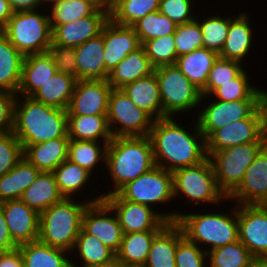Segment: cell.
Listing matches in <instances>:
<instances>
[{
	"label": "cell",
	"mask_w": 267,
	"mask_h": 267,
	"mask_svg": "<svg viewBox=\"0 0 267 267\" xmlns=\"http://www.w3.org/2000/svg\"><path fill=\"white\" fill-rule=\"evenodd\" d=\"M20 199L40 214L48 207L62 201L64 196L58 188L53 172H40Z\"/></svg>",
	"instance_id": "obj_30"
},
{
	"label": "cell",
	"mask_w": 267,
	"mask_h": 267,
	"mask_svg": "<svg viewBox=\"0 0 267 267\" xmlns=\"http://www.w3.org/2000/svg\"><path fill=\"white\" fill-rule=\"evenodd\" d=\"M194 5L191 0H160L158 11L176 24H184L196 19Z\"/></svg>",
	"instance_id": "obj_51"
},
{
	"label": "cell",
	"mask_w": 267,
	"mask_h": 267,
	"mask_svg": "<svg viewBox=\"0 0 267 267\" xmlns=\"http://www.w3.org/2000/svg\"><path fill=\"white\" fill-rule=\"evenodd\" d=\"M84 1L89 2L97 10L108 13L109 15L111 14L114 6V0H84Z\"/></svg>",
	"instance_id": "obj_58"
},
{
	"label": "cell",
	"mask_w": 267,
	"mask_h": 267,
	"mask_svg": "<svg viewBox=\"0 0 267 267\" xmlns=\"http://www.w3.org/2000/svg\"><path fill=\"white\" fill-rule=\"evenodd\" d=\"M59 1L60 0H40V2H41V7L40 8L43 9V7H42L43 5L51 7L52 5H56Z\"/></svg>",
	"instance_id": "obj_60"
},
{
	"label": "cell",
	"mask_w": 267,
	"mask_h": 267,
	"mask_svg": "<svg viewBox=\"0 0 267 267\" xmlns=\"http://www.w3.org/2000/svg\"><path fill=\"white\" fill-rule=\"evenodd\" d=\"M154 73V67L141 46L136 51L129 53L109 73L108 83L112 88H123L126 84L145 78Z\"/></svg>",
	"instance_id": "obj_29"
},
{
	"label": "cell",
	"mask_w": 267,
	"mask_h": 267,
	"mask_svg": "<svg viewBox=\"0 0 267 267\" xmlns=\"http://www.w3.org/2000/svg\"><path fill=\"white\" fill-rule=\"evenodd\" d=\"M249 15L245 12L240 13L236 18L230 17L228 36L224 46L219 53V57L234 60L243 64L253 48L254 31L250 26Z\"/></svg>",
	"instance_id": "obj_23"
},
{
	"label": "cell",
	"mask_w": 267,
	"mask_h": 267,
	"mask_svg": "<svg viewBox=\"0 0 267 267\" xmlns=\"http://www.w3.org/2000/svg\"><path fill=\"white\" fill-rule=\"evenodd\" d=\"M116 213L124 234L160 231L168 222L177 221L183 212L161 213L153 208L122 199L117 193L103 198Z\"/></svg>",
	"instance_id": "obj_12"
},
{
	"label": "cell",
	"mask_w": 267,
	"mask_h": 267,
	"mask_svg": "<svg viewBox=\"0 0 267 267\" xmlns=\"http://www.w3.org/2000/svg\"><path fill=\"white\" fill-rule=\"evenodd\" d=\"M13 133L22 145L68 137L67 110L17 95Z\"/></svg>",
	"instance_id": "obj_2"
},
{
	"label": "cell",
	"mask_w": 267,
	"mask_h": 267,
	"mask_svg": "<svg viewBox=\"0 0 267 267\" xmlns=\"http://www.w3.org/2000/svg\"><path fill=\"white\" fill-rule=\"evenodd\" d=\"M0 267H24V260L17 247L10 251L0 252Z\"/></svg>",
	"instance_id": "obj_55"
},
{
	"label": "cell",
	"mask_w": 267,
	"mask_h": 267,
	"mask_svg": "<svg viewBox=\"0 0 267 267\" xmlns=\"http://www.w3.org/2000/svg\"><path fill=\"white\" fill-rule=\"evenodd\" d=\"M267 142H253L207 153L219 190L228 198L240 185L247 168Z\"/></svg>",
	"instance_id": "obj_7"
},
{
	"label": "cell",
	"mask_w": 267,
	"mask_h": 267,
	"mask_svg": "<svg viewBox=\"0 0 267 267\" xmlns=\"http://www.w3.org/2000/svg\"><path fill=\"white\" fill-rule=\"evenodd\" d=\"M39 173L40 171L23 156L10 171L0 177V203L20 199Z\"/></svg>",
	"instance_id": "obj_33"
},
{
	"label": "cell",
	"mask_w": 267,
	"mask_h": 267,
	"mask_svg": "<svg viewBox=\"0 0 267 267\" xmlns=\"http://www.w3.org/2000/svg\"><path fill=\"white\" fill-rule=\"evenodd\" d=\"M75 250L83 263L81 265L112 266L116 262V254L83 228L80 230L71 253L76 252Z\"/></svg>",
	"instance_id": "obj_38"
},
{
	"label": "cell",
	"mask_w": 267,
	"mask_h": 267,
	"mask_svg": "<svg viewBox=\"0 0 267 267\" xmlns=\"http://www.w3.org/2000/svg\"><path fill=\"white\" fill-rule=\"evenodd\" d=\"M121 89L138 108L144 110L154 120L163 118L160 91L155 73L128 83Z\"/></svg>",
	"instance_id": "obj_27"
},
{
	"label": "cell",
	"mask_w": 267,
	"mask_h": 267,
	"mask_svg": "<svg viewBox=\"0 0 267 267\" xmlns=\"http://www.w3.org/2000/svg\"><path fill=\"white\" fill-rule=\"evenodd\" d=\"M173 196L179 195L186 198L188 203L196 204H220L227 200L226 196L219 190L213 166L207 158L200 164L177 169L172 172Z\"/></svg>",
	"instance_id": "obj_9"
},
{
	"label": "cell",
	"mask_w": 267,
	"mask_h": 267,
	"mask_svg": "<svg viewBox=\"0 0 267 267\" xmlns=\"http://www.w3.org/2000/svg\"><path fill=\"white\" fill-rule=\"evenodd\" d=\"M110 267H141V266H132V265H123L118 263L117 261Z\"/></svg>",
	"instance_id": "obj_62"
},
{
	"label": "cell",
	"mask_w": 267,
	"mask_h": 267,
	"mask_svg": "<svg viewBox=\"0 0 267 267\" xmlns=\"http://www.w3.org/2000/svg\"><path fill=\"white\" fill-rule=\"evenodd\" d=\"M239 241L253 257L267 256V205H237Z\"/></svg>",
	"instance_id": "obj_16"
},
{
	"label": "cell",
	"mask_w": 267,
	"mask_h": 267,
	"mask_svg": "<svg viewBox=\"0 0 267 267\" xmlns=\"http://www.w3.org/2000/svg\"><path fill=\"white\" fill-rule=\"evenodd\" d=\"M242 63L218 57L211 68L202 96H210L218 87L236 78L245 68Z\"/></svg>",
	"instance_id": "obj_47"
},
{
	"label": "cell",
	"mask_w": 267,
	"mask_h": 267,
	"mask_svg": "<svg viewBox=\"0 0 267 267\" xmlns=\"http://www.w3.org/2000/svg\"><path fill=\"white\" fill-rule=\"evenodd\" d=\"M24 267H70L68 251L41 243L39 240L18 246ZM68 254V255H67Z\"/></svg>",
	"instance_id": "obj_34"
},
{
	"label": "cell",
	"mask_w": 267,
	"mask_h": 267,
	"mask_svg": "<svg viewBox=\"0 0 267 267\" xmlns=\"http://www.w3.org/2000/svg\"><path fill=\"white\" fill-rule=\"evenodd\" d=\"M112 87L107 79L78 80L67 107V115H107Z\"/></svg>",
	"instance_id": "obj_17"
},
{
	"label": "cell",
	"mask_w": 267,
	"mask_h": 267,
	"mask_svg": "<svg viewBox=\"0 0 267 267\" xmlns=\"http://www.w3.org/2000/svg\"><path fill=\"white\" fill-rule=\"evenodd\" d=\"M253 142H267V99L246 119L215 130L206 139L207 153Z\"/></svg>",
	"instance_id": "obj_10"
},
{
	"label": "cell",
	"mask_w": 267,
	"mask_h": 267,
	"mask_svg": "<svg viewBox=\"0 0 267 267\" xmlns=\"http://www.w3.org/2000/svg\"><path fill=\"white\" fill-rule=\"evenodd\" d=\"M24 57L0 32V91L17 95Z\"/></svg>",
	"instance_id": "obj_32"
},
{
	"label": "cell",
	"mask_w": 267,
	"mask_h": 267,
	"mask_svg": "<svg viewBox=\"0 0 267 267\" xmlns=\"http://www.w3.org/2000/svg\"><path fill=\"white\" fill-rule=\"evenodd\" d=\"M76 261L73 259L71 260V265L70 267H78L80 266L79 263H75ZM80 267H110V266H95V265H81Z\"/></svg>",
	"instance_id": "obj_61"
},
{
	"label": "cell",
	"mask_w": 267,
	"mask_h": 267,
	"mask_svg": "<svg viewBox=\"0 0 267 267\" xmlns=\"http://www.w3.org/2000/svg\"><path fill=\"white\" fill-rule=\"evenodd\" d=\"M164 117L192 111L201 106V91L175 66L154 68Z\"/></svg>",
	"instance_id": "obj_8"
},
{
	"label": "cell",
	"mask_w": 267,
	"mask_h": 267,
	"mask_svg": "<svg viewBox=\"0 0 267 267\" xmlns=\"http://www.w3.org/2000/svg\"><path fill=\"white\" fill-rule=\"evenodd\" d=\"M48 51L53 56L58 73L77 79V62L74 47L51 45Z\"/></svg>",
	"instance_id": "obj_52"
},
{
	"label": "cell",
	"mask_w": 267,
	"mask_h": 267,
	"mask_svg": "<svg viewBox=\"0 0 267 267\" xmlns=\"http://www.w3.org/2000/svg\"><path fill=\"white\" fill-rule=\"evenodd\" d=\"M110 20V15L96 10L92 15L76 21L56 25L52 29V44L76 47L102 33L103 27Z\"/></svg>",
	"instance_id": "obj_20"
},
{
	"label": "cell",
	"mask_w": 267,
	"mask_h": 267,
	"mask_svg": "<svg viewBox=\"0 0 267 267\" xmlns=\"http://www.w3.org/2000/svg\"><path fill=\"white\" fill-rule=\"evenodd\" d=\"M78 80H102L109 74L104 65L103 34L74 47Z\"/></svg>",
	"instance_id": "obj_24"
},
{
	"label": "cell",
	"mask_w": 267,
	"mask_h": 267,
	"mask_svg": "<svg viewBox=\"0 0 267 267\" xmlns=\"http://www.w3.org/2000/svg\"><path fill=\"white\" fill-rule=\"evenodd\" d=\"M177 25L167 16L155 11L135 22L131 27L138 35L141 45L151 39L174 34Z\"/></svg>",
	"instance_id": "obj_43"
},
{
	"label": "cell",
	"mask_w": 267,
	"mask_h": 267,
	"mask_svg": "<svg viewBox=\"0 0 267 267\" xmlns=\"http://www.w3.org/2000/svg\"><path fill=\"white\" fill-rule=\"evenodd\" d=\"M18 245L13 241L4 218V213L0 207V252L10 251L17 248Z\"/></svg>",
	"instance_id": "obj_54"
},
{
	"label": "cell",
	"mask_w": 267,
	"mask_h": 267,
	"mask_svg": "<svg viewBox=\"0 0 267 267\" xmlns=\"http://www.w3.org/2000/svg\"><path fill=\"white\" fill-rule=\"evenodd\" d=\"M0 32L24 56L47 52L52 44V29L46 11L13 12Z\"/></svg>",
	"instance_id": "obj_6"
},
{
	"label": "cell",
	"mask_w": 267,
	"mask_h": 267,
	"mask_svg": "<svg viewBox=\"0 0 267 267\" xmlns=\"http://www.w3.org/2000/svg\"><path fill=\"white\" fill-rule=\"evenodd\" d=\"M142 47L154 68L175 65L177 55L174 34L148 40L142 44Z\"/></svg>",
	"instance_id": "obj_46"
},
{
	"label": "cell",
	"mask_w": 267,
	"mask_h": 267,
	"mask_svg": "<svg viewBox=\"0 0 267 267\" xmlns=\"http://www.w3.org/2000/svg\"><path fill=\"white\" fill-rule=\"evenodd\" d=\"M23 157V147L13 131L0 135V177L10 171Z\"/></svg>",
	"instance_id": "obj_50"
},
{
	"label": "cell",
	"mask_w": 267,
	"mask_h": 267,
	"mask_svg": "<svg viewBox=\"0 0 267 267\" xmlns=\"http://www.w3.org/2000/svg\"><path fill=\"white\" fill-rule=\"evenodd\" d=\"M64 198L40 213L39 241L70 252L82 228V216L89 203L103 199L102 195L86 200Z\"/></svg>",
	"instance_id": "obj_4"
},
{
	"label": "cell",
	"mask_w": 267,
	"mask_h": 267,
	"mask_svg": "<svg viewBox=\"0 0 267 267\" xmlns=\"http://www.w3.org/2000/svg\"><path fill=\"white\" fill-rule=\"evenodd\" d=\"M109 142L70 139L68 160L80 165L91 174L97 169L98 163H106V151Z\"/></svg>",
	"instance_id": "obj_39"
},
{
	"label": "cell",
	"mask_w": 267,
	"mask_h": 267,
	"mask_svg": "<svg viewBox=\"0 0 267 267\" xmlns=\"http://www.w3.org/2000/svg\"><path fill=\"white\" fill-rule=\"evenodd\" d=\"M206 252L208 267H247L253 258L239 240Z\"/></svg>",
	"instance_id": "obj_42"
},
{
	"label": "cell",
	"mask_w": 267,
	"mask_h": 267,
	"mask_svg": "<svg viewBox=\"0 0 267 267\" xmlns=\"http://www.w3.org/2000/svg\"><path fill=\"white\" fill-rule=\"evenodd\" d=\"M265 100H236V101H219L212 100L206 103L199 110L196 118L199 129L205 139H207L215 130L248 118ZM209 104V105H208Z\"/></svg>",
	"instance_id": "obj_14"
},
{
	"label": "cell",
	"mask_w": 267,
	"mask_h": 267,
	"mask_svg": "<svg viewBox=\"0 0 267 267\" xmlns=\"http://www.w3.org/2000/svg\"><path fill=\"white\" fill-rule=\"evenodd\" d=\"M56 182L64 198H74L83 190L92 177L89 171L68 159L62 162L54 171Z\"/></svg>",
	"instance_id": "obj_40"
},
{
	"label": "cell",
	"mask_w": 267,
	"mask_h": 267,
	"mask_svg": "<svg viewBox=\"0 0 267 267\" xmlns=\"http://www.w3.org/2000/svg\"><path fill=\"white\" fill-rule=\"evenodd\" d=\"M49 10L50 26L53 29L56 25L92 15L97 9L84 0H60L56 5H52Z\"/></svg>",
	"instance_id": "obj_44"
},
{
	"label": "cell",
	"mask_w": 267,
	"mask_h": 267,
	"mask_svg": "<svg viewBox=\"0 0 267 267\" xmlns=\"http://www.w3.org/2000/svg\"><path fill=\"white\" fill-rule=\"evenodd\" d=\"M82 228L115 254L118 252L124 233L116 213L104 199L87 205L82 216Z\"/></svg>",
	"instance_id": "obj_15"
},
{
	"label": "cell",
	"mask_w": 267,
	"mask_h": 267,
	"mask_svg": "<svg viewBox=\"0 0 267 267\" xmlns=\"http://www.w3.org/2000/svg\"><path fill=\"white\" fill-rule=\"evenodd\" d=\"M159 231H144L123 235L121 246L116 253V261L123 265L143 267L153 239Z\"/></svg>",
	"instance_id": "obj_35"
},
{
	"label": "cell",
	"mask_w": 267,
	"mask_h": 267,
	"mask_svg": "<svg viewBox=\"0 0 267 267\" xmlns=\"http://www.w3.org/2000/svg\"><path fill=\"white\" fill-rule=\"evenodd\" d=\"M16 97L11 92L0 91V135L13 131Z\"/></svg>",
	"instance_id": "obj_53"
},
{
	"label": "cell",
	"mask_w": 267,
	"mask_h": 267,
	"mask_svg": "<svg viewBox=\"0 0 267 267\" xmlns=\"http://www.w3.org/2000/svg\"><path fill=\"white\" fill-rule=\"evenodd\" d=\"M174 40L177 57L203 48V34L199 22L195 19L188 23L178 24L174 32Z\"/></svg>",
	"instance_id": "obj_48"
},
{
	"label": "cell",
	"mask_w": 267,
	"mask_h": 267,
	"mask_svg": "<svg viewBox=\"0 0 267 267\" xmlns=\"http://www.w3.org/2000/svg\"><path fill=\"white\" fill-rule=\"evenodd\" d=\"M228 200H235L237 205H267V144L256 155Z\"/></svg>",
	"instance_id": "obj_18"
},
{
	"label": "cell",
	"mask_w": 267,
	"mask_h": 267,
	"mask_svg": "<svg viewBox=\"0 0 267 267\" xmlns=\"http://www.w3.org/2000/svg\"><path fill=\"white\" fill-rule=\"evenodd\" d=\"M247 72L244 69L236 78L218 87L210 96H202L201 104L205 102V98L208 100L211 97L219 101L266 100L267 91L257 88V85H251Z\"/></svg>",
	"instance_id": "obj_37"
},
{
	"label": "cell",
	"mask_w": 267,
	"mask_h": 267,
	"mask_svg": "<svg viewBox=\"0 0 267 267\" xmlns=\"http://www.w3.org/2000/svg\"><path fill=\"white\" fill-rule=\"evenodd\" d=\"M184 237L181 226L168 222L154 237L143 267H176L175 251Z\"/></svg>",
	"instance_id": "obj_26"
},
{
	"label": "cell",
	"mask_w": 267,
	"mask_h": 267,
	"mask_svg": "<svg viewBox=\"0 0 267 267\" xmlns=\"http://www.w3.org/2000/svg\"><path fill=\"white\" fill-rule=\"evenodd\" d=\"M13 15V10L8 0H0V30L6 25Z\"/></svg>",
	"instance_id": "obj_57"
},
{
	"label": "cell",
	"mask_w": 267,
	"mask_h": 267,
	"mask_svg": "<svg viewBox=\"0 0 267 267\" xmlns=\"http://www.w3.org/2000/svg\"><path fill=\"white\" fill-rule=\"evenodd\" d=\"M203 34V48L213 50L218 54L221 52L228 36L230 16L224 18L213 14L207 18L198 20Z\"/></svg>",
	"instance_id": "obj_45"
},
{
	"label": "cell",
	"mask_w": 267,
	"mask_h": 267,
	"mask_svg": "<svg viewBox=\"0 0 267 267\" xmlns=\"http://www.w3.org/2000/svg\"><path fill=\"white\" fill-rule=\"evenodd\" d=\"M104 41V65L109 74L131 52L142 45L131 26H122L111 19L102 29Z\"/></svg>",
	"instance_id": "obj_21"
},
{
	"label": "cell",
	"mask_w": 267,
	"mask_h": 267,
	"mask_svg": "<svg viewBox=\"0 0 267 267\" xmlns=\"http://www.w3.org/2000/svg\"><path fill=\"white\" fill-rule=\"evenodd\" d=\"M231 213H184L177 223L181 226L184 236L199 247L208 246L210 251L239 240L237 205ZM210 247V248H209Z\"/></svg>",
	"instance_id": "obj_5"
},
{
	"label": "cell",
	"mask_w": 267,
	"mask_h": 267,
	"mask_svg": "<svg viewBox=\"0 0 267 267\" xmlns=\"http://www.w3.org/2000/svg\"><path fill=\"white\" fill-rule=\"evenodd\" d=\"M78 79L57 73L31 97L46 105L66 110Z\"/></svg>",
	"instance_id": "obj_36"
},
{
	"label": "cell",
	"mask_w": 267,
	"mask_h": 267,
	"mask_svg": "<svg viewBox=\"0 0 267 267\" xmlns=\"http://www.w3.org/2000/svg\"><path fill=\"white\" fill-rule=\"evenodd\" d=\"M219 54L213 50L199 48L177 57L175 66L200 91L206 86V81L214 62Z\"/></svg>",
	"instance_id": "obj_28"
},
{
	"label": "cell",
	"mask_w": 267,
	"mask_h": 267,
	"mask_svg": "<svg viewBox=\"0 0 267 267\" xmlns=\"http://www.w3.org/2000/svg\"><path fill=\"white\" fill-rule=\"evenodd\" d=\"M67 128L69 139L110 142L113 138L107 115H67Z\"/></svg>",
	"instance_id": "obj_31"
},
{
	"label": "cell",
	"mask_w": 267,
	"mask_h": 267,
	"mask_svg": "<svg viewBox=\"0 0 267 267\" xmlns=\"http://www.w3.org/2000/svg\"><path fill=\"white\" fill-rule=\"evenodd\" d=\"M13 12L33 11L39 9L40 0H8Z\"/></svg>",
	"instance_id": "obj_56"
},
{
	"label": "cell",
	"mask_w": 267,
	"mask_h": 267,
	"mask_svg": "<svg viewBox=\"0 0 267 267\" xmlns=\"http://www.w3.org/2000/svg\"><path fill=\"white\" fill-rule=\"evenodd\" d=\"M107 119L113 137L148 136L154 122L121 88L110 92Z\"/></svg>",
	"instance_id": "obj_11"
},
{
	"label": "cell",
	"mask_w": 267,
	"mask_h": 267,
	"mask_svg": "<svg viewBox=\"0 0 267 267\" xmlns=\"http://www.w3.org/2000/svg\"><path fill=\"white\" fill-rule=\"evenodd\" d=\"M160 0H114L110 19L122 26H132L147 14L159 10Z\"/></svg>",
	"instance_id": "obj_41"
},
{
	"label": "cell",
	"mask_w": 267,
	"mask_h": 267,
	"mask_svg": "<svg viewBox=\"0 0 267 267\" xmlns=\"http://www.w3.org/2000/svg\"><path fill=\"white\" fill-rule=\"evenodd\" d=\"M193 131L175 121V117L154 120L149 132L155 165L167 171L200 164L208 158L206 139L197 120ZM193 132V133H191Z\"/></svg>",
	"instance_id": "obj_1"
},
{
	"label": "cell",
	"mask_w": 267,
	"mask_h": 267,
	"mask_svg": "<svg viewBox=\"0 0 267 267\" xmlns=\"http://www.w3.org/2000/svg\"><path fill=\"white\" fill-rule=\"evenodd\" d=\"M57 73L53 56L49 51L26 55L17 95L31 97Z\"/></svg>",
	"instance_id": "obj_22"
},
{
	"label": "cell",
	"mask_w": 267,
	"mask_h": 267,
	"mask_svg": "<svg viewBox=\"0 0 267 267\" xmlns=\"http://www.w3.org/2000/svg\"><path fill=\"white\" fill-rule=\"evenodd\" d=\"M116 193L122 199L150 207L168 203L174 199L172 172L155 166L135 180L127 182Z\"/></svg>",
	"instance_id": "obj_13"
},
{
	"label": "cell",
	"mask_w": 267,
	"mask_h": 267,
	"mask_svg": "<svg viewBox=\"0 0 267 267\" xmlns=\"http://www.w3.org/2000/svg\"><path fill=\"white\" fill-rule=\"evenodd\" d=\"M105 166L114 189L101 194L103 198L156 166L149 136L113 137L107 146Z\"/></svg>",
	"instance_id": "obj_3"
},
{
	"label": "cell",
	"mask_w": 267,
	"mask_h": 267,
	"mask_svg": "<svg viewBox=\"0 0 267 267\" xmlns=\"http://www.w3.org/2000/svg\"><path fill=\"white\" fill-rule=\"evenodd\" d=\"M9 233L19 246L39 239L40 214L30 208L21 199L7 200L0 203Z\"/></svg>",
	"instance_id": "obj_19"
},
{
	"label": "cell",
	"mask_w": 267,
	"mask_h": 267,
	"mask_svg": "<svg viewBox=\"0 0 267 267\" xmlns=\"http://www.w3.org/2000/svg\"><path fill=\"white\" fill-rule=\"evenodd\" d=\"M69 137H60L49 141L22 145L23 156L40 172H53L68 158Z\"/></svg>",
	"instance_id": "obj_25"
},
{
	"label": "cell",
	"mask_w": 267,
	"mask_h": 267,
	"mask_svg": "<svg viewBox=\"0 0 267 267\" xmlns=\"http://www.w3.org/2000/svg\"><path fill=\"white\" fill-rule=\"evenodd\" d=\"M247 267H267V256L253 257Z\"/></svg>",
	"instance_id": "obj_59"
},
{
	"label": "cell",
	"mask_w": 267,
	"mask_h": 267,
	"mask_svg": "<svg viewBox=\"0 0 267 267\" xmlns=\"http://www.w3.org/2000/svg\"><path fill=\"white\" fill-rule=\"evenodd\" d=\"M203 249L184 236L175 251L176 267H208L207 248Z\"/></svg>",
	"instance_id": "obj_49"
}]
</instances>
